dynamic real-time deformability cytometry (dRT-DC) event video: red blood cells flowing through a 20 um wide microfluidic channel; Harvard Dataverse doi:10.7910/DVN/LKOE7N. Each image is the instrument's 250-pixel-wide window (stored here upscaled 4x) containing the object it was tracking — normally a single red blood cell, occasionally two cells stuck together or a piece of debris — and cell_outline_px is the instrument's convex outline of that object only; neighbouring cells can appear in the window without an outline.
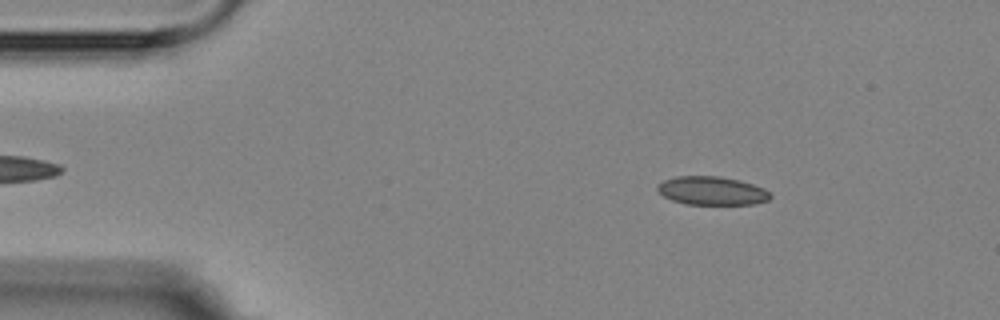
{"species": "Egyptian fruit bat (a non-hibernating species)", "species_latin": "Rousettus aegyptiacus", "temperature_condition": "room temperature", "stored_images_in_passage": 3, "camera_frame_rate_fps": 3000, "um_per_image_px": 0.085, "animal": {"sex": "female"}, "frame": {"image": 1, "passage_image": 1, "time_ms": 0.0, "image_size_px": [1000, 320], "cell_outline_px": [[772, 196], [768, 200], [752, 204], [684, 204], [672, 200], [664, 196], [656, 188], [656, 184], [664, 180], [676, 176], [720, 176], [740, 180], [764, 188]], "centroid_in_image_um": [60.49, 16.21], "position_along_channel_um": 24.5, "area_um2": 18.73}}